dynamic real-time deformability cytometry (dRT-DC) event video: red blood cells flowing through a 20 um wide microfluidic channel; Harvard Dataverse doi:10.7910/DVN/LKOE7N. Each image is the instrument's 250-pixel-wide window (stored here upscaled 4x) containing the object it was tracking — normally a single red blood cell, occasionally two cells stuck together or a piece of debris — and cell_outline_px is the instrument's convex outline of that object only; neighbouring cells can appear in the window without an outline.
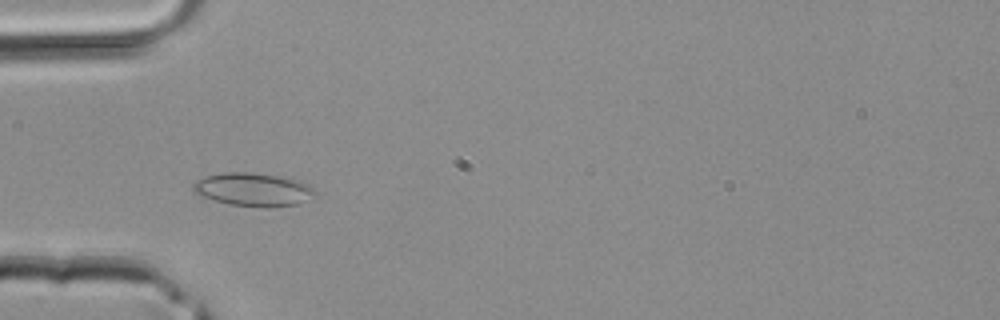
{"species": "common noctule bat (a hibernating species)", "species_latin": "Nyctalus noctula", "temperature_condition": "room temperature", "stored_images_in_passage": 32, "camera_frame_rate_fps": 3000, "um_per_image_px": 0.085, "animal": {"sex": "male", "body_mass_g": 20.4}, "frame": {"image": 1, "passage_image": 3, "time_ms": 0.667, "image_size_px": [1000, 320], "cell_outline_px": [[316, 192], [300, 204], [264, 208], [228, 204], [192, 192], [192, 184], [204, 176], [224, 172], [252, 172], [300, 180], [308, 184]], "centroid_in_image_um": [21.51, 16.11], "position_along_channel_um": 63.5, "area_um2": 23.58}}
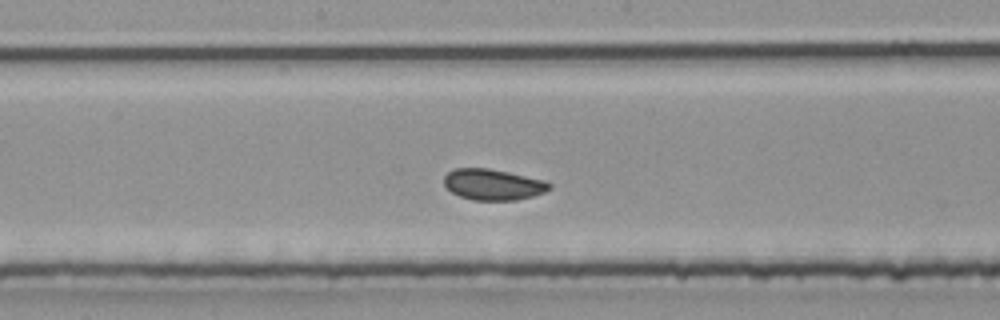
{"frame": {"image": 2, "passage_image": 12, "time_ms": 3.667, "image_size_px": [1000, 320], "cell_outline_px": [[552, 188], [544, 192], [532, 196], [516, 200], [472, 200], [460, 196], [452, 192], [444, 184], [444, 176], [448, 172], [456, 168], [488, 168], [508, 172], [544, 180], [552, 184]], "centroid_in_image_um": [41.91, 15.68], "position_along_channel_um": 206.3, "area_um2": 18.96}}
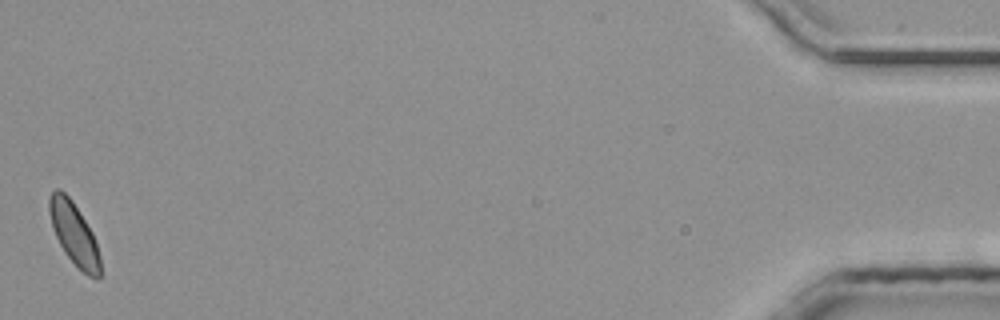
{"frame": {"image": 3, "passage_image": 32, "time_ms": 10.333, "image_size_px": [1000, 320], "cell_outline_px": [[100, 280], [96, 280], [88, 276], [64, 252], [52, 228], [48, 212], [48, 200], [52, 192], [56, 188], [60, 188], [72, 200], [92, 232], [96, 240], [100, 256]], "centroid_in_image_um": [6.29, 19.86], "position_along_channel_um": 428.9, "area_um2": 18.5}}